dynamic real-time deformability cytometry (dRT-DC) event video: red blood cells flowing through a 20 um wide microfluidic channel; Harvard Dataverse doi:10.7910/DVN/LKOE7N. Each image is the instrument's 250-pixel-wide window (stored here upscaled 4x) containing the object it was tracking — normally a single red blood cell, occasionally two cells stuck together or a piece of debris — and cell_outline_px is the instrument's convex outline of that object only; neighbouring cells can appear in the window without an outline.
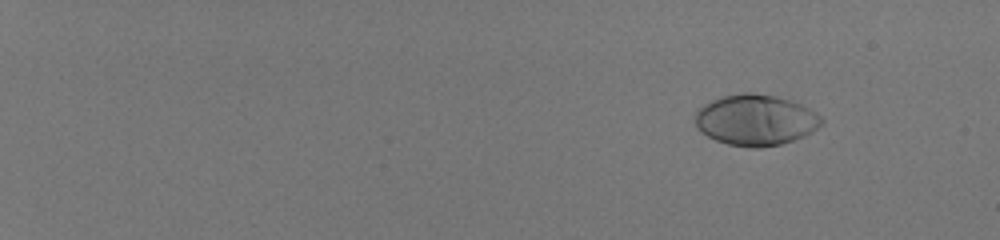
{"species": "human", "species_latin": "Homo sapiens", "temperature_condition": "room temperature", "stored_images_in_passage": 50, "camera_frame_rate_fps": 3000, "um_per_image_px": 0.085, "donor": {"sex": "male"}, "frame": {"image": 1, "passage_image": 1, "time_ms": 0.0, "image_size_px": [1000, 240], "cell_outline_px": [[824, 124], [812, 132], [804, 136], [780, 144], [760, 148], [752, 148], [728, 144], [716, 140], [700, 132], [696, 124], [696, 112], [704, 104], [712, 100], [724, 96], [744, 92], [748, 92], [776, 96], [800, 104], [816, 112], [824, 120]], "centroid_in_image_um": [64.25, 10.21], "position_along_channel_um": 20.8, "area_um2": 37.4}}
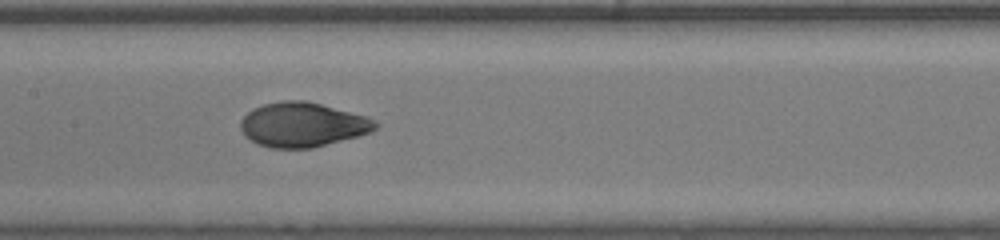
{"frame": {"image": 2, "passage_image": 28, "time_ms": 9.0, "image_size_px": [1000, 240], "cell_outline_px": [[380, 124], [372, 132], [312, 148], [272, 148], [256, 144], [244, 136], [240, 128], [240, 120], [252, 108], [264, 104], [280, 100], [304, 100], [368, 116], [376, 120]], "centroid_in_image_um": [25.71, 10.59], "position_along_channel_um": 181.7, "area_um2": 35.2}}
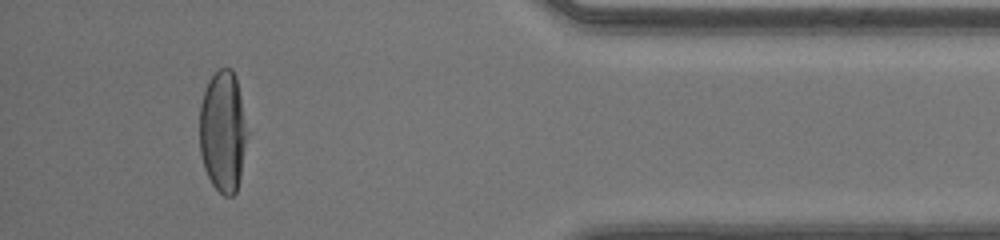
{"frame": {"image": 3, "passage_image": 47, "time_ms": 15.333, "image_size_px": [1000, 240], "cell_outline_px": [[248, 132], [240, 176], [236, 192], [232, 196], [224, 196], [212, 184], [204, 168], [200, 152], [200, 104], [208, 80], [220, 68], [232, 68], [236, 76]], "centroid_in_image_um": [18.95, 11.16], "position_along_channel_um": 416.3, "area_um2": 33.7}, "authors_computed_cell_mechanics": {"area_um2": 35.0557, "velocity_mm_per_s": 4.1345, "shape_relaxation_time_tau1_ms": 3.5967, "shape_relaxation_time_tau2_ms": null, "deformation_change_tau1": 0.2238, "deformation_change_tau2": null}}